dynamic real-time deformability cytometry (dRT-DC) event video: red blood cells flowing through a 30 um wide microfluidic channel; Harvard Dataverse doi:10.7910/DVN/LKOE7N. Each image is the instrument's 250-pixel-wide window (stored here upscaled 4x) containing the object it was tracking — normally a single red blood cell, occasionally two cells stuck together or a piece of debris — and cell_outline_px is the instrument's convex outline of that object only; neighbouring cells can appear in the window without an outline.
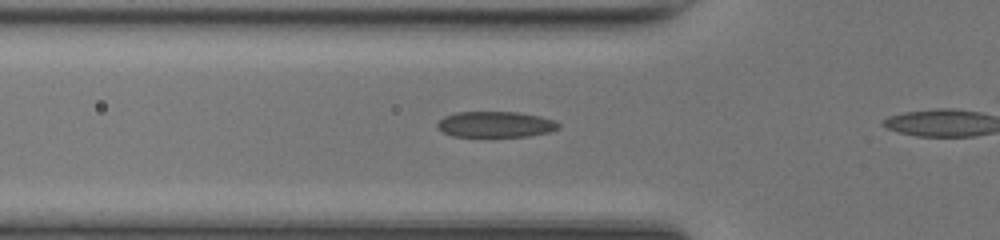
{"species": "common noctule bat (a hibernating species)", "species_latin": "Nyctalus noctula", "temperature_condition": "room temperature", "stored_images_in_passage": 12, "camera_frame_rate_fps": 3000, "um_per_image_px": 0.085, "animal": {"sex": "female", "body_mass_g": 17.0, "forearm_length_mm": 48.0}, "frame": {"image": 1, "passage_image": 7, "time_ms": 2.0, "image_size_px": [1000, 240], "cell_outline_px": [[560, 128], [548, 132], [528, 136], [452, 136], [440, 132], [436, 128], [436, 124], [444, 116], [456, 112], [516, 112], [540, 116], [556, 120], [560, 124]], "centroid_in_image_um": [42.09, 10.57], "position_along_channel_um": 83.7, "area_um2": 18.38}}
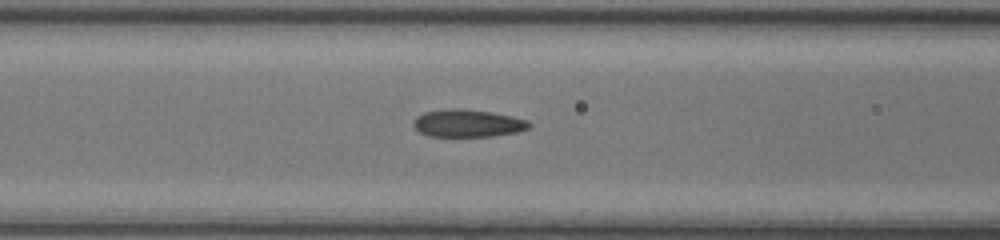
{"frame": {"image": 2, "passage_image": 10, "time_ms": 3.0, "image_size_px": [1000, 240], "cell_outline_px": [[532, 124], [528, 128], [520, 132], [492, 136], [428, 136], [420, 132], [412, 124], [412, 120], [416, 116], [424, 112], [448, 108], [464, 108], [492, 112], [512, 116], [528, 120]], "centroid_in_image_um": [39.76, 10.46], "position_along_channel_um": 126.8, "area_um2": 18.84}}